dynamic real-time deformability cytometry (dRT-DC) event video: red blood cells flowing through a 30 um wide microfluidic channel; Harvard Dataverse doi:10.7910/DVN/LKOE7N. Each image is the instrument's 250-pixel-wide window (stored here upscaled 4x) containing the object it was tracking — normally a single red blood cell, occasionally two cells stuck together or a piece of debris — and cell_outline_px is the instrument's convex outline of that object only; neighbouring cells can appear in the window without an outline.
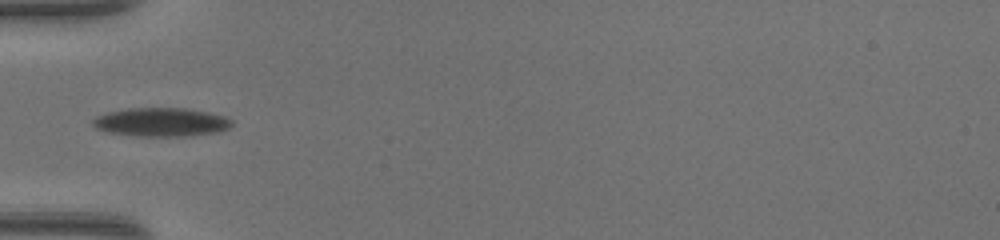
{"species": "common noctule bat (a hibernating species)", "species_latin": "Nyctalus noctula", "temperature_condition": "warm", "stored_images_in_passage": 20, "camera_frame_rate_fps": 3000, "um_per_image_px": 0.085, "animal": {"sex": "female", "body_mass_g": 17.0, "forearm_length_mm": 48.0}, "frame": {"image": 1, "passage_image": 1, "time_ms": 0.0, "image_size_px": [1000, 240], "cell_outline_px": [[232, 124], [228, 128], [216, 132], [184, 136], [136, 136], [108, 132], [96, 128], [92, 124], [92, 120], [96, 116], [108, 112], [128, 108], [184, 108], [208, 112], [224, 116], [232, 120]], "centroid_in_image_um": [13.67, 10.38], "position_along_channel_um": 71.3, "area_um2": 23.12}}
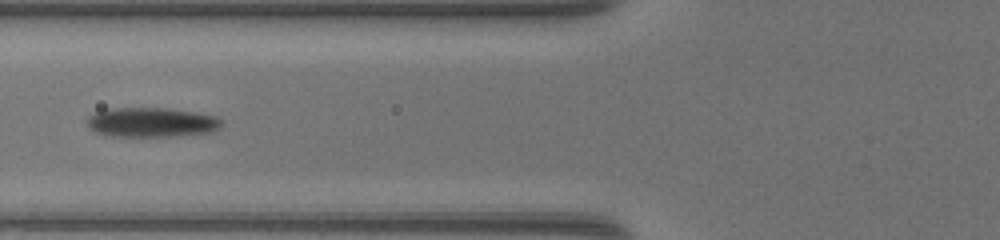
{"frame": {"image": 2, "passage_image": 4, "time_ms": 1.0, "image_size_px": [1000, 240], "cell_outline_px": [[224, 120], [220, 128], [212, 132], [172, 136], [112, 136], [96, 132], [88, 124], [88, 116], [96, 112], [108, 108], [168, 108], [196, 112], [216, 116]], "centroid_in_image_um": [12.94, 10.39], "position_along_channel_um": 112.9, "area_um2": 23.18}}
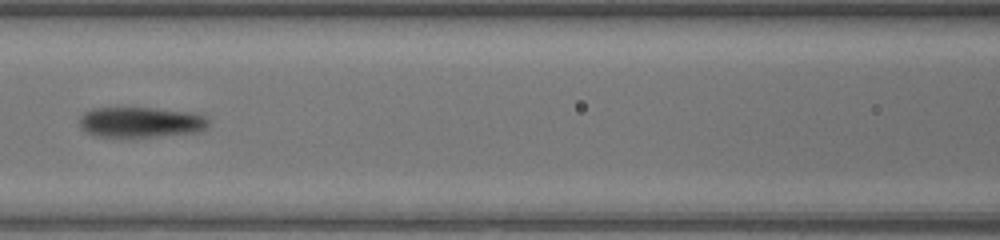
{"frame": {"image": 3, "passage_image": 7, "time_ms": 2.0, "image_size_px": [1000, 240], "cell_outline_px": [[208, 124], [200, 132], [156, 136], [96, 136], [80, 128], [80, 116], [84, 112], [92, 108], [156, 108], [192, 112], [204, 116], [208, 120]], "centroid_in_image_um": [11.96, 10.37], "position_along_channel_um": 154.6, "area_um2": 22.72}}